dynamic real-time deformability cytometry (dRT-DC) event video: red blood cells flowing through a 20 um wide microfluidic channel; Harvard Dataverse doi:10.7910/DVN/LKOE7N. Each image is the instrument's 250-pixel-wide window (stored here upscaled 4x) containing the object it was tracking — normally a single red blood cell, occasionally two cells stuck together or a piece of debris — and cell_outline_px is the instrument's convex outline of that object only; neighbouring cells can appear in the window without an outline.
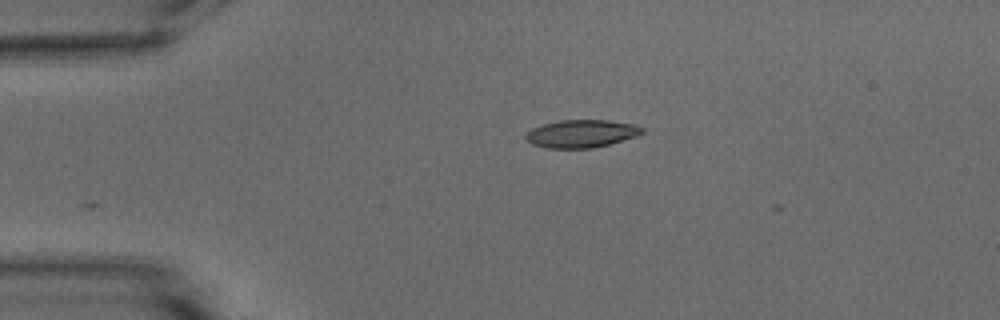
{"species": "common noctule bat (a hibernating species)", "species_latin": "Nyctalus noctula", "temperature_condition": "warm", "stored_images_in_passage": 37, "camera_frame_rate_fps": 3000, "um_per_image_px": 0.085, "animal": {"sex": "male", "body_mass_g": 15.6}, "frame": {"image": 1, "passage_image": 1, "time_ms": 0.0, "image_size_px": [1000, 320], "cell_outline_px": [[644, 132], [636, 136], [608, 144], [592, 148], [544, 148], [532, 144], [524, 140], [524, 136], [532, 128], [544, 124], [560, 120], [608, 120], [636, 124], [644, 128]], "centroid_in_image_um": [49.4, 11.36], "position_along_channel_um": 35.6, "area_um2": 18.9}}
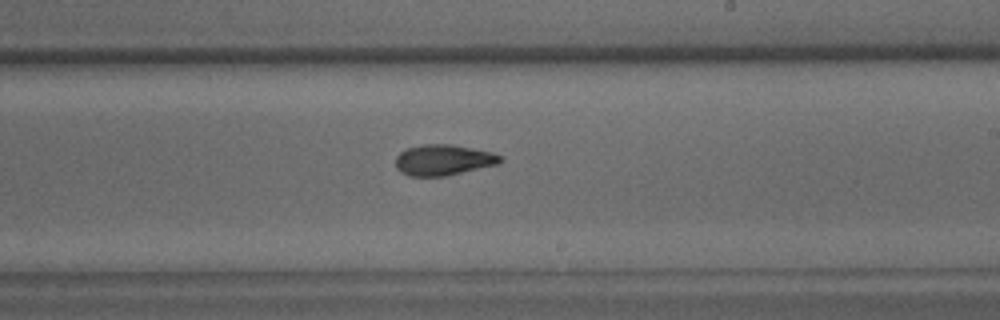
{"frame": {"image": 2, "passage_image": 21, "time_ms": 6.667, "image_size_px": [1000, 320], "cell_outline_px": [[504, 160], [500, 164], [444, 176], [408, 176], [400, 172], [396, 168], [396, 156], [400, 152], [408, 148], [424, 144], [452, 144], [492, 152], [500, 156]], "centroid_in_image_um": [37.69, 13.6], "position_along_channel_um": 251.3, "area_um2": 18.84}}
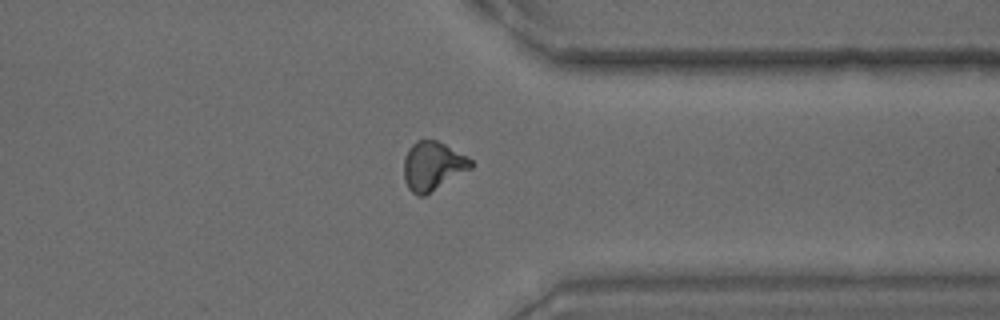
{"frame": {"image": 3, "passage_image": 31, "time_ms": 10.0, "image_size_px": [1000, 320], "cell_outline_px": [[472, 168], [424, 196], [416, 196], [408, 188], [404, 180], [404, 156], [408, 148], [416, 140], [436, 140], [468, 156], [472, 160]], "centroid_in_image_um": [36.76, 14.11], "position_along_channel_um": 374.6, "area_um2": 19.13}, "authors_computed_cell_mechanics": {"area_um2": 18.8428, "velocity_mm_per_s": 3.796, "shape_relaxation_time_tau1_ms": 7.3309, "shape_relaxation_time_tau2_ms": 3.3938, "deformation_change_tau1": 0.2093, "deformation_change_tau2": 0.1071}}